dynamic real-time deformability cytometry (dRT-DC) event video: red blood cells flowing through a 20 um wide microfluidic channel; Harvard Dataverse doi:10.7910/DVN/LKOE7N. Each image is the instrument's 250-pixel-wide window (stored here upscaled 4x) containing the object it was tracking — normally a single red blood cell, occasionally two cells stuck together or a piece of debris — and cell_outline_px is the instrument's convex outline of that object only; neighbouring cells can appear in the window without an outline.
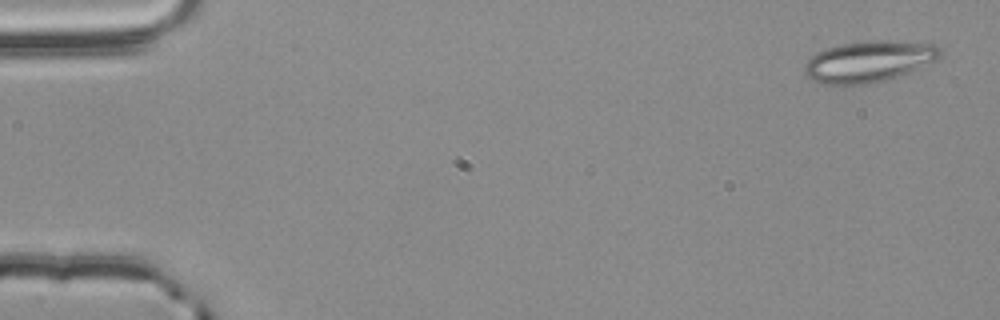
{"species": "common noctule bat (a hibernating species)", "species_latin": "Nyctalus noctula", "temperature_condition": "room temperature", "stored_images_in_passage": 15, "camera_frame_rate_fps": 3000, "um_per_image_px": 0.085, "animal": {"sex": "male", "body_mass_g": 20.4}, "frame": {"image": 1, "passage_image": 3, "time_ms": 0.667, "image_size_px": [1000, 320], "cell_outline_px": [[944, 52], [936, 60], [900, 76], [884, 80], [864, 84], [824, 84], [808, 76], [804, 72], [804, 64], [816, 52], [840, 44], [872, 40], [888, 40], [936, 44]], "centroid_in_image_um": [73.89, 5.2], "position_along_channel_um": 11.1, "area_um2": 32.43}}